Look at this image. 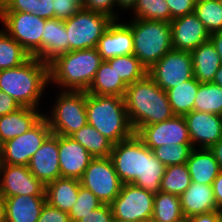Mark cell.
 <instances>
[{
    "instance_id": "d590c367",
    "label": "cell",
    "mask_w": 222,
    "mask_h": 222,
    "mask_svg": "<svg viewBox=\"0 0 222 222\" xmlns=\"http://www.w3.org/2000/svg\"><path fill=\"white\" fill-rule=\"evenodd\" d=\"M190 183L191 177L186 163L170 165L165 168L160 191L180 196L190 186Z\"/></svg>"
},
{
    "instance_id": "603a6c76",
    "label": "cell",
    "mask_w": 222,
    "mask_h": 222,
    "mask_svg": "<svg viewBox=\"0 0 222 222\" xmlns=\"http://www.w3.org/2000/svg\"><path fill=\"white\" fill-rule=\"evenodd\" d=\"M69 52V43L63 20L47 19L42 35V62L50 64L58 56Z\"/></svg>"
},
{
    "instance_id": "bcb514c9",
    "label": "cell",
    "mask_w": 222,
    "mask_h": 222,
    "mask_svg": "<svg viewBox=\"0 0 222 222\" xmlns=\"http://www.w3.org/2000/svg\"><path fill=\"white\" fill-rule=\"evenodd\" d=\"M37 222H71L68 213L52 207L47 202L43 205Z\"/></svg>"
},
{
    "instance_id": "f1b7e54d",
    "label": "cell",
    "mask_w": 222,
    "mask_h": 222,
    "mask_svg": "<svg viewBox=\"0 0 222 222\" xmlns=\"http://www.w3.org/2000/svg\"><path fill=\"white\" fill-rule=\"evenodd\" d=\"M200 82L195 77L167 90L169 103L175 116H185L194 110Z\"/></svg>"
},
{
    "instance_id": "f35d334b",
    "label": "cell",
    "mask_w": 222,
    "mask_h": 222,
    "mask_svg": "<svg viewBox=\"0 0 222 222\" xmlns=\"http://www.w3.org/2000/svg\"><path fill=\"white\" fill-rule=\"evenodd\" d=\"M194 13L210 34L222 31V6L218 0L196 3Z\"/></svg>"
},
{
    "instance_id": "484cf974",
    "label": "cell",
    "mask_w": 222,
    "mask_h": 222,
    "mask_svg": "<svg viewBox=\"0 0 222 222\" xmlns=\"http://www.w3.org/2000/svg\"><path fill=\"white\" fill-rule=\"evenodd\" d=\"M80 186L79 179L57 178L45 185L46 202L68 213L76 203Z\"/></svg>"
},
{
    "instance_id": "b9f144b4",
    "label": "cell",
    "mask_w": 222,
    "mask_h": 222,
    "mask_svg": "<svg viewBox=\"0 0 222 222\" xmlns=\"http://www.w3.org/2000/svg\"><path fill=\"white\" fill-rule=\"evenodd\" d=\"M114 8L117 9L116 0H86L85 4V9L89 11L103 13L114 20H119V14Z\"/></svg>"
},
{
    "instance_id": "60d3db41",
    "label": "cell",
    "mask_w": 222,
    "mask_h": 222,
    "mask_svg": "<svg viewBox=\"0 0 222 222\" xmlns=\"http://www.w3.org/2000/svg\"><path fill=\"white\" fill-rule=\"evenodd\" d=\"M103 203L88 189L80 186L76 203L68 212L71 222H78L90 211L97 209Z\"/></svg>"
},
{
    "instance_id": "ee69618b",
    "label": "cell",
    "mask_w": 222,
    "mask_h": 222,
    "mask_svg": "<svg viewBox=\"0 0 222 222\" xmlns=\"http://www.w3.org/2000/svg\"><path fill=\"white\" fill-rule=\"evenodd\" d=\"M166 2L170 10L171 21L177 17L193 13L196 5L195 0H166Z\"/></svg>"
},
{
    "instance_id": "f6af8a7d",
    "label": "cell",
    "mask_w": 222,
    "mask_h": 222,
    "mask_svg": "<svg viewBox=\"0 0 222 222\" xmlns=\"http://www.w3.org/2000/svg\"><path fill=\"white\" fill-rule=\"evenodd\" d=\"M114 216L110 204H102L97 209L90 211L78 222H113Z\"/></svg>"
},
{
    "instance_id": "836d02e7",
    "label": "cell",
    "mask_w": 222,
    "mask_h": 222,
    "mask_svg": "<svg viewBox=\"0 0 222 222\" xmlns=\"http://www.w3.org/2000/svg\"><path fill=\"white\" fill-rule=\"evenodd\" d=\"M30 57L29 53L1 28L0 70L20 66Z\"/></svg>"
},
{
    "instance_id": "9c48e42d",
    "label": "cell",
    "mask_w": 222,
    "mask_h": 222,
    "mask_svg": "<svg viewBox=\"0 0 222 222\" xmlns=\"http://www.w3.org/2000/svg\"><path fill=\"white\" fill-rule=\"evenodd\" d=\"M79 180L103 204H111L122 186L110 157L93 158Z\"/></svg>"
},
{
    "instance_id": "8992f818",
    "label": "cell",
    "mask_w": 222,
    "mask_h": 222,
    "mask_svg": "<svg viewBox=\"0 0 222 222\" xmlns=\"http://www.w3.org/2000/svg\"><path fill=\"white\" fill-rule=\"evenodd\" d=\"M53 107L43 117L53 134L71 136L88 124L86 111V91H62L55 98Z\"/></svg>"
},
{
    "instance_id": "5bb4252c",
    "label": "cell",
    "mask_w": 222,
    "mask_h": 222,
    "mask_svg": "<svg viewBox=\"0 0 222 222\" xmlns=\"http://www.w3.org/2000/svg\"><path fill=\"white\" fill-rule=\"evenodd\" d=\"M0 193L5 198L45 196V185L30 172L28 166L0 163Z\"/></svg>"
},
{
    "instance_id": "db71d44e",
    "label": "cell",
    "mask_w": 222,
    "mask_h": 222,
    "mask_svg": "<svg viewBox=\"0 0 222 222\" xmlns=\"http://www.w3.org/2000/svg\"><path fill=\"white\" fill-rule=\"evenodd\" d=\"M0 222H6L5 197L0 193Z\"/></svg>"
},
{
    "instance_id": "6da1fadb",
    "label": "cell",
    "mask_w": 222,
    "mask_h": 222,
    "mask_svg": "<svg viewBox=\"0 0 222 222\" xmlns=\"http://www.w3.org/2000/svg\"><path fill=\"white\" fill-rule=\"evenodd\" d=\"M124 100L135 133L143 126L163 122L175 116L167 92L148 74L128 85Z\"/></svg>"
},
{
    "instance_id": "91938a15",
    "label": "cell",
    "mask_w": 222,
    "mask_h": 222,
    "mask_svg": "<svg viewBox=\"0 0 222 222\" xmlns=\"http://www.w3.org/2000/svg\"><path fill=\"white\" fill-rule=\"evenodd\" d=\"M5 0H0V12L4 6Z\"/></svg>"
},
{
    "instance_id": "52a82bcc",
    "label": "cell",
    "mask_w": 222,
    "mask_h": 222,
    "mask_svg": "<svg viewBox=\"0 0 222 222\" xmlns=\"http://www.w3.org/2000/svg\"><path fill=\"white\" fill-rule=\"evenodd\" d=\"M113 20L106 14L80 8L75 15L64 20L69 51L96 48Z\"/></svg>"
},
{
    "instance_id": "f5cc1de1",
    "label": "cell",
    "mask_w": 222,
    "mask_h": 222,
    "mask_svg": "<svg viewBox=\"0 0 222 222\" xmlns=\"http://www.w3.org/2000/svg\"><path fill=\"white\" fill-rule=\"evenodd\" d=\"M116 2L119 10L124 11L126 9L130 11L136 5L137 0H116Z\"/></svg>"
},
{
    "instance_id": "c3c4849f",
    "label": "cell",
    "mask_w": 222,
    "mask_h": 222,
    "mask_svg": "<svg viewBox=\"0 0 222 222\" xmlns=\"http://www.w3.org/2000/svg\"><path fill=\"white\" fill-rule=\"evenodd\" d=\"M191 222H222V210L193 215Z\"/></svg>"
},
{
    "instance_id": "e0dca14e",
    "label": "cell",
    "mask_w": 222,
    "mask_h": 222,
    "mask_svg": "<svg viewBox=\"0 0 222 222\" xmlns=\"http://www.w3.org/2000/svg\"><path fill=\"white\" fill-rule=\"evenodd\" d=\"M170 25L173 50L191 52L210 38V33L194 12L173 19Z\"/></svg>"
},
{
    "instance_id": "7dc6e473",
    "label": "cell",
    "mask_w": 222,
    "mask_h": 222,
    "mask_svg": "<svg viewBox=\"0 0 222 222\" xmlns=\"http://www.w3.org/2000/svg\"><path fill=\"white\" fill-rule=\"evenodd\" d=\"M20 107L12 97L0 90V117L15 112Z\"/></svg>"
},
{
    "instance_id": "6f0895ef",
    "label": "cell",
    "mask_w": 222,
    "mask_h": 222,
    "mask_svg": "<svg viewBox=\"0 0 222 222\" xmlns=\"http://www.w3.org/2000/svg\"><path fill=\"white\" fill-rule=\"evenodd\" d=\"M79 8L85 9L86 0H72Z\"/></svg>"
},
{
    "instance_id": "4316f807",
    "label": "cell",
    "mask_w": 222,
    "mask_h": 222,
    "mask_svg": "<svg viewBox=\"0 0 222 222\" xmlns=\"http://www.w3.org/2000/svg\"><path fill=\"white\" fill-rule=\"evenodd\" d=\"M193 74L200 83L212 82L221 66V59L210 40L191 52Z\"/></svg>"
},
{
    "instance_id": "9f6ffc18",
    "label": "cell",
    "mask_w": 222,
    "mask_h": 222,
    "mask_svg": "<svg viewBox=\"0 0 222 222\" xmlns=\"http://www.w3.org/2000/svg\"><path fill=\"white\" fill-rule=\"evenodd\" d=\"M173 222H191V217L182 215L180 218L174 220Z\"/></svg>"
},
{
    "instance_id": "d6a6232c",
    "label": "cell",
    "mask_w": 222,
    "mask_h": 222,
    "mask_svg": "<svg viewBox=\"0 0 222 222\" xmlns=\"http://www.w3.org/2000/svg\"><path fill=\"white\" fill-rule=\"evenodd\" d=\"M194 110L222 116V87L212 82L200 83Z\"/></svg>"
},
{
    "instance_id": "1f68e13d",
    "label": "cell",
    "mask_w": 222,
    "mask_h": 222,
    "mask_svg": "<svg viewBox=\"0 0 222 222\" xmlns=\"http://www.w3.org/2000/svg\"><path fill=\"white\" fill-rule=\"evenodd\" d=\"M182 215L180 196L162 191L155 194L151 222H173Z\"/></svg>"
},
{
    "instance_id": "7c38bea8",
    "label": "cell",
    "mask_w": 222,
    "mask_h": 222,
    "mask_svg": "<svg viewBox=\"0 0 222 222\" xmlns=\"http://www.w3.org/2000/svg\"><path fill=\"white\" fill-rule=\"evenodd\" d=\"M148 75L164 91L194 77L190 51L171 50L149 70Z\"/></svg>"
},
{
    "instance_id": "ffe728a7",
    "label": "cell",
    "mask_w": 222,
    "mask_h": 222,
    "mask_svg": "<svg viewBox=\"0 0 222 222\" xmlns=\"http://www.w3.org/2000/svg\"><path fill=\"white\" fill-rule=\"evenodd\" d=\"M96 49L102 60L134 54L133 34L129 24L113 20L99 39Z\"/></svg>"
},
{
    "instance_id": "d4e9b609",
    "label": "cell",
    "mask_w": 222,
    "mask_h": 222,
    "mask_svg": "<svg viewBox=\"0 0 222 222\" xmlns=\"http://www.w3.org/2000/svg\"><path fill=\"white\" fill-rule=\"evenodd\" d=\"M191 181L212 185L221 171L213 152L207 148H193L186 161Z\"/></svg>"
},
{
    "instance_id": "816d5d0a",
    "label": "cell",
    "mask_w": 222,
    "mask_h": 222,
    "mask_svg": "<svg viewBox=\"0 0 222 222\" xmlns=\"http://www.w3.org/2000/svg\"><path fill=\"white\" fill-rule=\"evenodd\" d=\"M210 150L213 152L215 159L217 160L220 169L222 170V138L215 143Z\"/></svg>"
},
{
    "instance_id": "83f0119b",
    "label": "cell",
    "mask_w": 222,
    "mask_h": 222,
    "mask_svg": "<svg viewBox=\"0 0 222 222\" xmlns=\"http://www.w3.org/2000/svg\"><path fill=\"white\" fill-rule=\"evenodd\" d=\"M127 87L118 76L114 66H110L106 60H103L87 93L124 98Z\"/></svg>"
},
{
    "instance_id": "94428289",
    "label": "cell",
    "mask_w": 222,
    "mask_h": 222,
    "mask_svg": "<svg viewBox=\"0 0 222 222\" xmlns=\"http://www.w3.org/2000/svg\"><path fill=\"white\" fill-rule=\"evenodd\" d=\"M204 1H212V0H195L196 3L204 2Z\"/></svg>"
},
{
    "instance_id": "5b68a950",
    "label": "cell",
    "mask_w": 222,
    "mask_h": 222,
    "mask_svg": "<svg viewBox=\"0 0 222 222\" xmlns=\"http://www.w3.org/2000/svg\"><path fill=\"white\" fill-rule=\"evenodd\" d=\"M134 55L149 70L172 50L171 25L166 21L132 19Z\"/></svg>"
},
{
    "instance_id": "d6986e66",
    "label": "cell",
    "mask_w": 222,
    "mask_h": 222,
    "mask_svg": "<svg viewBox=\"0 0 222 222\" xmlns=\"http://www.w3.org/2000/svg\"><path fill=\"white\" fill-rule=\"evenodd\" d=\"M59 165L62 178L80 179L94 158L70 136L58 135Z\"/></svg>"
},
{
    "instance_id": "681fc988",
    "label": "cell",
    "mask_w": 222,
    "mask_h": 222,
    "mask_svg": "<svg viewBox=\"0 0 222 222\" xmlns=\"http://www.w3.org/2000/svg\"><path fill=\"white\" fill-rule=\"evenodd\" d=\"M213 192L216 204L222 210V170L213 181Z\"/></svg>"
},
{
    "instance_id": "30bf717a",
    "label": "cell",
    "mask_w": 222,
    "mask_h": 222,
    "mask_svg": "<svg viewBox=\"0 0 222 222\" xmlns=\"http://www.w3.org/2000/svg\"><path fill=\"white\" fill-rule=\"evenodd\" d=\"M52 133L43 117L29 131L0 145V163L28 166L30 158Z\"/></svg>"
},
{
    "instance_id": "e575fe53",
    "label": "cell",
    "mask_w": 222,
    "mask_h": 222,
    "mask_svg": "<svg viewBox=\"0 0 222 222\" xmlns=\"http://www.w3.org/2000/svg\"><path fill=\"white\" fill-rule=\"evenodd\" d=\"M106 61L110 66H114L118 76L127 86L148 74L146 67L134 54L116 56Z\"/></svg>"
},
{
    "instance_id": "8d00e7d4",
    "label": "cell",
    "mask_w": 222,
    "mask_h": 222,
    "mask_svg": "<svg viewBox=\"0 0 222 222\" xmlns=\"http://www.w3.org/2000/svg\"><path fill=\"white\" fill-rule=\"evenodd\" d=\"M1 12H26L43 19H54L53 0H5Z\"/></svg>"
},
{
    "instance_id": "4dcf8cb0",
    "label": "cell",
    "mask_w": 222,
    "mask_h": 222,
    "mask_svg": "<svg viewBox=\"0 0 222 222\" xmlns=\"http://www.w3.org/2000/svg\"><path fill=\"white\" fill-rule=\"evenodd\" d=\"M165 168L166 166L145 145L144 178H137L133 184L155 195L161 190V179L164 176Z\"/></svg>"
},
{
    "instance_id": "7402d4cb",
    "label": "cell",
    "mask_w": 222,
    "mask_h": 222,
    "mask_svg": "<svg viewBox=\"0 0 222 222\" xmlns=\"http://www.w3.org/2000/svg\"><path fill=\"white\" fill-rule=\"evenodd\" d=\"M183 215L191 217L197 214L220 210L216 204L213 186L192 182L180 195Z\"/></svg>"
},
{
    "instance_id": "ab89813d",
    "label": "cell",
    "mask_w": 222,
    "mask_h": 222,
    "mask_svg": "<svg viewBox=\"0 0 222 222\" xmlns=\"http://www.w3.org/2000/svg\"><path fill=\"white\" fill-rule=\"evenodd\" d=\"M154 156L166 167L170 165H181L189 159L193 150L192 144H169L158 148H150Z\"/></svg>"
},
{
    "instance_id": "4fadbf2b",
    "label": "cell",
    "mask_w": 222,
    "mask_h": 222,
    "mask_svg": "<svg viewBox=\"0 0 222 222\" xmlns=\"http://www.w3.org/2000/svg\"><path fill=\"white\" fill-rule=\"evenodd\" d=\"M154 197L134 184H122L119 195L110 204L114 219L151 221Z\"/></svg>"
},
{
    "instance_id": "3957f363",
    "label": "cell",
    "mask_w": 222,
    "mask_h": 222,
    "mask_svg": "<svg viewBox=\"0 0 222 222\" xmlns=\"http://www.w3.org/2000/svg\"><path fill=\"white\" fill-rule=\"evenodd\" d=\"M102 61L96 48L69 51L49 64V83L62 91L87 92Z\"/></svg>"
},
{
    "instance_id": "ba28073f",
    "label": "cell",
    "mask_w": 222,
    "mask_h": 222,
    "mask_svg": "<svg viewBox=\"0 0 222 222\" xmlns=\"http://www.w3.org/2000/svg\"><path fill=\"white\" fill-rule=\"evenodd\" d=\"M45 20L26 12H0L3 30L32 57L42 61V35Z\"/></svg>"
},
{
    "instance_id": "cb8c5ba5",
    "label": "cell",
    "mask_w": 222,
    "mask_h": 222,
    "mask_svg": "<svg viewBox=\"0 0 222 222\" xmlns=\"http://www.w3.org/2000/svg\"><path fill=\"white\" fill-rule=\"evenodd\" d=\"M45 196L18 195L5 198L6 222H37Z\"/></svg>"
},
{
    "instance_id": "680465c9",
    "label": "cell",
    "mask_w": 222,
    "mask_h": 222,
    "mask_svg": "<svg viewBox=\"0 0 222 222\" xmlns=\"http://www.w3.org/2000/svg\"><path fill=\"white\" fill-rule=\"evenodd\" d=\"M113 222H151V221H142V220L126 221L121 219H114Z\"/></svg>"
},
{
    "instance_id": "8fae6325",
    "label": "cell",
    "mask_w": 222,
    "mask_h": 222,
    "mask_svg": "<svg viewBox=\"0 0 222 222\" xmlns=\"http://www.w3.org/2000/svg\"><path fill=\"white\" fill-rule=\"evenodd\" d=\"M110 158L122 184H133L137 178H144L145 144L136 134L113 144Z\"/></svg>"
},
{
    "instance_id": "ac0fdd59",
    "label": "cell",
    "mask_w": 222,
    "mask_h": 222,
    "mask_svg": "<svg viewBox=\"0 0 222 222\" xmlns=\"http://www.w3.org/2000/svg\"><path fill=\"white\" fill-rule=\"evenodd\" d=\"M30 172L44 185L61 178L58 135L51 133L28 163Z\"/></svg>"
},
{
    "instance_id": "f546056e",
    "label": "cell",
    "mask_w": 222,
    "mask_h": 222,
    "mask_svg": "<svg viewBox=\"0 0 222 222\" xmlns=\"http://www.w3.org/2000/svg\"><path fill=\"white\" fill-rule=\"evenodd\" d=\"M70 137L85 147L94 158L110 157L113 143L93 126L87 124Z\"/></svg>"
},
{
    "instance_id": "9a60e30c",
    "label": "cell",
    "mask_w": 222,
    "mask_h": 222,
    "mask_svg": "<svg viewBox=\"0 0 222 222\" xmlns=\"http://www.w3.org/2000/svg\"><path fill=\"white\" fill-rule=\"evenodd\" d=\"M148 148L169 144H191L184 116L141 127L135 133Z\"/></svg>"
},
{
    "instance_id": "7bdbcfd3",
    "label": "cell",
    "mask_w": 222,
    "mask_h": 222,
    "mask_svg": "<svg viewBox=\"0 0 222 222\" xmlns=\"http://www.w3.org/2000/svg\"><path fill=\"white\" fill-rule=\"evenodd\" d=\"M80 8L72 0H53L54 18L67 20L71 18Z\"/></svg>"
},
{
    "instance_id": "7a4b0ae2",
    "label": "cell",
    "mask_w": 222,
    "mask_h": 222,
    "mask_svg": "<svg viewBox=\"0 0 222 222\" xmlns=\"http://www.w3.org/2000/svg\"><path fill=\"white\" fill-rule=\"evenodd\" d=\"M49 84V65L37 57L31 56L20 66L0 70V90L21 107L39 109L41 96Z\"/></svg>"
},
{
    "instance_id": "277c9868",
    "label": "cell",
    "mask_w": 222,
    "mask_h": 222,
    "mask_svg": "<svg viewBox=\"0 0 222 222\" xmlns=\"http://www.w3.org/2000/svg\"><path fill=\"white\" fill-rule=\"evenodd\" d=\"M86 111L88 124L113 144L135 134L123 97L92 95L86 92Z\"/></svg>"
},
{
    "instance_id": "44dd1931",
    "label": "cell",
    "mask_w": 222,
    "mask_h": 222,
    "mask_svg": "<svg viewBox=\"0 0 222 222\" xmlns=\"http://www.w3.org/2000/svg\"><path fill=\"white\" fill-rule=\"evenodd\" d=\"M40 109L20 107L15 112L0 117V145L29 131L42 118Z\"/></svg>"
},
{
    "instance_id": "11a10c76",
    "label": "cell",
    "mask_w": 222,
    "mask_h": 222,
    "mask_svg": "<svg viewBox=\"0 0 222 222\" xmlns=\"http://www.w3.org/2000/svg\"><path fill=\"white\" fill-rule=\"evenodd\" d=\"M212 83H215V84L220 85L222 87V64H221L220 68L218 69V71L216 72Z\"/></svg>"
},
{
    "instance_id": "74e56055",
    "label": "cell",
    "mask_w": 222,
    "mask_h": 222,
    "mask_svg": "<svg viewBox=\"0 0 222 222\" xmlns=\"http://www.w3.org/2000/svg\"><path fill=\"white\" fill-rule=\"evenodd\" d=\"M132 11V19L166 21L168 23L171 21L166 0H137Z\"/></svg>"
},
{
    "instance_id": "f907efd6",
    "label": "cell",
    "mask_w": 222,
    "mask_h": 222,
    "mask_svg": "<svg viewBox=\"0 0 222 222\" xmlns=\"http://www.w3.org/2000/svg\"><path fill=\"white\" fill-rule=\"evenodd\" d=\"M209 40L219 54L222 63V31L210 34Z\"/></svg>"
},
{
    "instance_id": "2e32d148",
    "label": "cell",
    "mask_w": 222,
    "mask_h": 222,
    "mask_svg": "<svg viewBox=\"0 0 222 222\" xmlns=\"http://www.w3.org/2000/svg\"><path fill=\"white\" fill-rule=\"evenodd\" d=\"M193 148L210 149L222 138V116L191 111L184 116Z\"/></svg>"
}]
</instances>
